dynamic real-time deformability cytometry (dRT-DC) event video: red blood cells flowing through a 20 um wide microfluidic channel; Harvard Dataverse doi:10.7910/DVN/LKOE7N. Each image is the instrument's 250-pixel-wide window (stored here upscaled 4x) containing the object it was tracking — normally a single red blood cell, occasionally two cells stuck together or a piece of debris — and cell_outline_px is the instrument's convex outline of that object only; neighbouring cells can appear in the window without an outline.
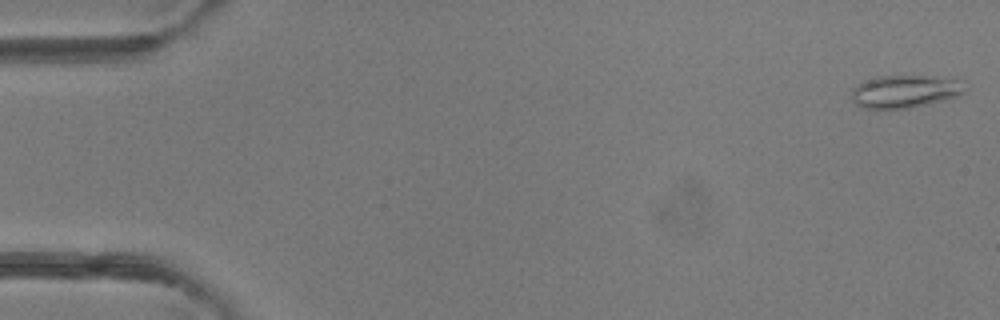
{"species": "common noctule bat (a hibernating species)", "species_latin": "Nyctalus noctula", "temperature_condition": "room temperature", "stored_images_in_passage": 48, "camera_frame_rate_fps": 3000, "um_per_image_px": 0.085, "animal": {"sex": "female"}, "frame": {"image": 1, "passage_image": 1, "time_ms": 0.0, "image_size_px": [1000, 320], "cell_outline_px": [[964, 92], [956, 96], [908, 108], [864, 108], [856, 104], [852, 100], [852, 88], [856, 84], [864, 80], [880, 76], [924, 76], [956, 80]], "centroid_in_image_um": [76.77, 7.77], "position_along_channel_um": 8.2, "area_um2": 20.81}}
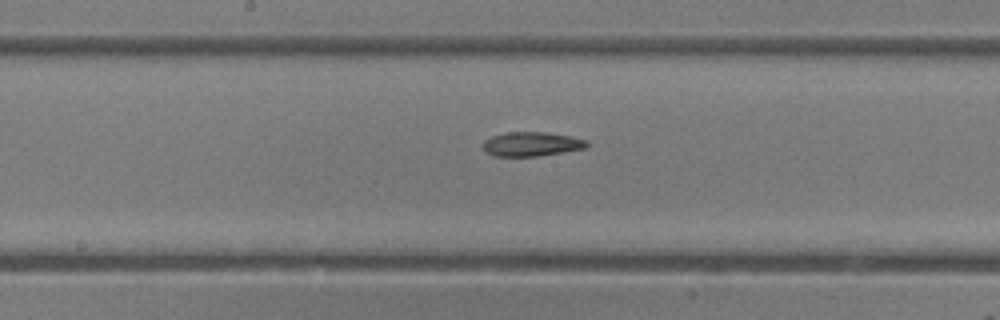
{"frame": {"image": 2, "passage_image": 25, "time_ms": 8.0, "image_size_px": [1000, 320], "cell_outline_px": [[588, 144], [584, 148], [540, 156], [492, 156], [480, 144], [484, 140], [492, 136], [508, 132], [544, 132], [572, 136], [588, 140]], "centroid_in_image_um": [45.17, 12.24], "position_along_channel_um": 203.0, "area_um2": 14.68}}
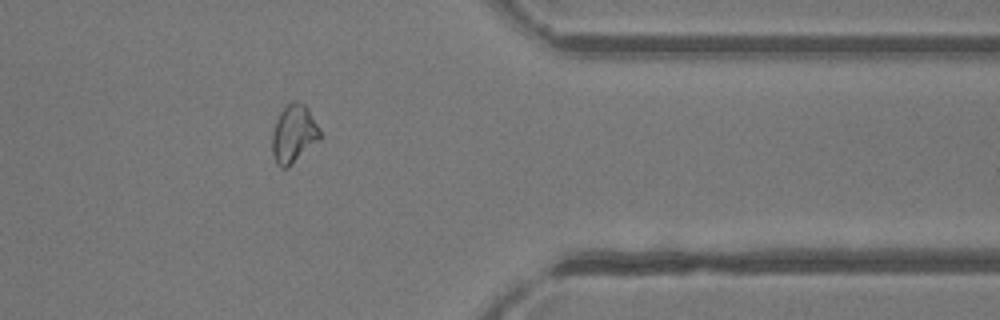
{"frame": {"image": 3, "passage_image": 39, "time_ms": 12.667, "image_size_px": [1000, 320], "cell_outline_px": [[320, 140], [288, 168], [280, 168], [276, 164], [272, 152], [272, 132], [276, 120], [280, 112], [288, 104], [296, 100], [304, 104], [308, 108], [320, 128]], "centroid_in_image_um": [24.97, 11.4], "position_along_channel_um": 386.4, "area_um2": 16.36}, "authors_computed_cell_mechanics": {"area_um2": 16.0973, "velocity_mm_per_s": 4.2831, "shape_relaxation_time_tau1_ms": 5.8488, "shape_relaxation_time_tau2_ms": 3.5903, "deformation_change_tau1": 0.1561, "deformation_change_tau2": 0.1121}}